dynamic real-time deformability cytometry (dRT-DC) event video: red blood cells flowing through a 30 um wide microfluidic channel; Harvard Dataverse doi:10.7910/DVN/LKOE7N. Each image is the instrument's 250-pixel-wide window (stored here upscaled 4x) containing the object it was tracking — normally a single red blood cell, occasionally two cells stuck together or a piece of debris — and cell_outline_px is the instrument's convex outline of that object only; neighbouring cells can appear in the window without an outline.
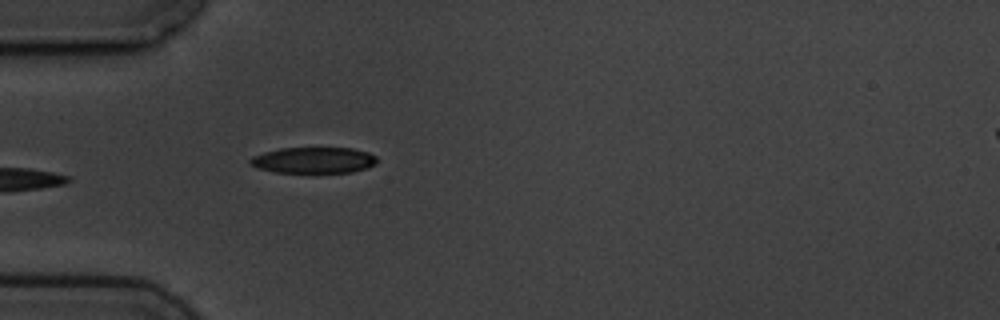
{"species": "common noctule bat (a hibernating species)", "species_latin": "Nyctalus noctula", "temperature_condition": "cold", "stored_images_in_passage": 5, "camera_frame_rate_fps": 3000, "um_per_image_px": 0.085, "animal": {"sex": "male", "body_mass_g": 19.5, "forearm_length_mm": 54.6}, "frame": {"image": 1, "passage_image": 5, "time_ms": 5.667, "image_size_px": [1000, 320], "cell_outline_px": [[376, 164], [368, 168], [352, 172], [312, 176], [276, 172], [260, 168], [248, 164], [248, 160], [252, 156], [264, 152], [280, 148], [352, 148], [368, 152], [376, 156]], "centroid_in_image_um": [26.66, 13.67], "position_along_channel_um": 58.3, "area_um2": 20.35}}